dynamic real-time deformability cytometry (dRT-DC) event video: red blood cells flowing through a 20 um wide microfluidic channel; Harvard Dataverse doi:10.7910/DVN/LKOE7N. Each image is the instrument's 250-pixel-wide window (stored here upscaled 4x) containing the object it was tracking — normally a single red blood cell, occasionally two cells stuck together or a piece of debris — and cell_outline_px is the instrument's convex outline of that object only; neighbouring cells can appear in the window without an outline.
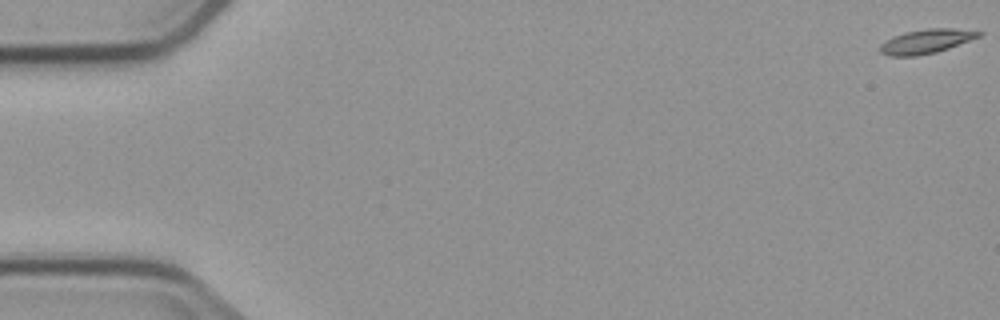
{"species": "common noctule bat (a hibernating species)", "species_latin": "Nyctalus noctula", "temperature_condition": "cold", "stored_images_in_passage": 4, "camera_frame_rate_fps": 3000, "um_per_image_px": 0.085, "animal": {"sex": "male", "body_mass_g": 23.1, "forearm_length_mm": 52.7}, "frame": {"image": 1, "passage_image": 1, "time_ms": 0.0, "image_size_px": [1000, 320], "cell_outline_px": [[984, 32], [980, 36], [948, 48], [936, 52], [916, 56], [888, 56], [880, 52], [880, 44], [904, 32], [928, 28], [952, 28]], "centroid_in_image_um": [78.72, 3.51], "position_along_channel_um": 6.3, "area_um2": 13.7}}